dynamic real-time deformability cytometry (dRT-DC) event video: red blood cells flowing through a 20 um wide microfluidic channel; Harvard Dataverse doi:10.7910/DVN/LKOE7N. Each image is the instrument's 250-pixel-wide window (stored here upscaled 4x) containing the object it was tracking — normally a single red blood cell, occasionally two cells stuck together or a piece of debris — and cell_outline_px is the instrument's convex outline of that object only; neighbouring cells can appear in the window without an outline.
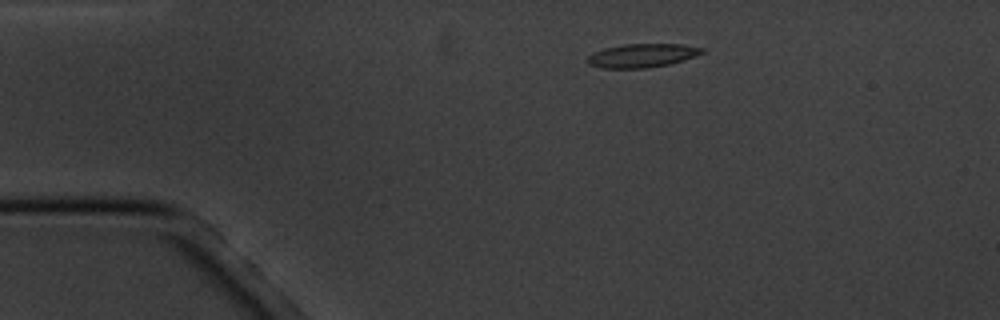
{"species": "common noctule bat (a hibernating species)", "species_latin": "Nyctalus noctula", "temperature_condition": "cold", "stored_images_in_passage": 3, "camera_frame_rate_fps": 3000, "um_per_image_px": 0.085, "animal": {"sex": "male", "body_mass_g": 20.1, "forearm_length_mm": 53.5}, "frame": {"image": 1, "passage_image": 2, "time_ms": 1.0, "image_size_px": [1000, 320], "cell_outline_px": [[708, 52], [684, 60], [668, 64], [648, 68], [600, 68], [588, 64], [584, 60], [588, 56], [604, 48], [624, 44], [684, 44], [704, 48]], "centroid_in_image_um": [54.61, 4.72], "position_along_channel_um": 30.4, "area_um2": 16.01}}